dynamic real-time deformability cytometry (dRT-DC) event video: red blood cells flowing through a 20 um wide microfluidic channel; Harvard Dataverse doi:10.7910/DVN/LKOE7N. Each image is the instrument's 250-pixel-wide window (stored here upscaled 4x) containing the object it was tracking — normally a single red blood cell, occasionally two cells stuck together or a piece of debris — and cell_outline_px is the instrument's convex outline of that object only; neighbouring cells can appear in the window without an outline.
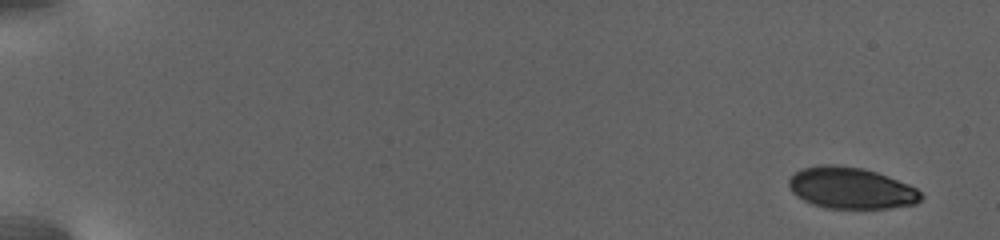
{"species": "human", "species_latin": "Homo sapiens", "temperature_condition": "warm", "stored_images_in_passage": 30, "camera_frame_rate_fps": 3000, "um_per_image_px": 0.085, "donor": {"sex": "female"}, "frame": {"image": 1, "passage_image": 1, "time_ms": 0.0, "image_size_px": [1000, 240], "cell_outline_px": [[924, 196], [916, 204], [888, 208], [828, 208], [812, 204], [796, 196], [792, 192], [788, 184], [788, 180], [796, 172], [804, 168], [820, 164], [836, 164], [864, 168], [888, 176], [908, 184], [916, 188]], "centroid_in_image_um": [72.34, 15.98], "position_along_channel_um": 12.7, "area_um2": 31.96}}
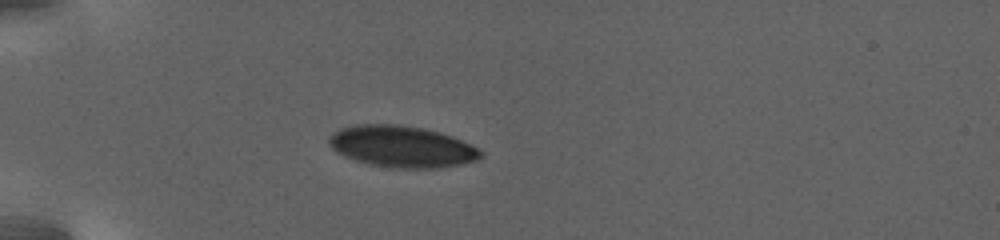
{"frame": {"image": 2, "passage_image": 26, "time_ms": 7.0, "image_size_px": [1000, 240], "cell_outline_px": [[484, 156], [480, 160], [440, 168], [400, 168], [372, 164], [356, 160], [344, 156], [336, 152], [328, 144], [328, 136], [332, 132], [340, 128], [356, 124], [396, 124], [424, 128], [452, 136], [480, 148], [484, 152]], "centroid_in_image_um": [34.18, 12.45], "position_along_channel_um": 50.8, "area_um2": 36.93}}